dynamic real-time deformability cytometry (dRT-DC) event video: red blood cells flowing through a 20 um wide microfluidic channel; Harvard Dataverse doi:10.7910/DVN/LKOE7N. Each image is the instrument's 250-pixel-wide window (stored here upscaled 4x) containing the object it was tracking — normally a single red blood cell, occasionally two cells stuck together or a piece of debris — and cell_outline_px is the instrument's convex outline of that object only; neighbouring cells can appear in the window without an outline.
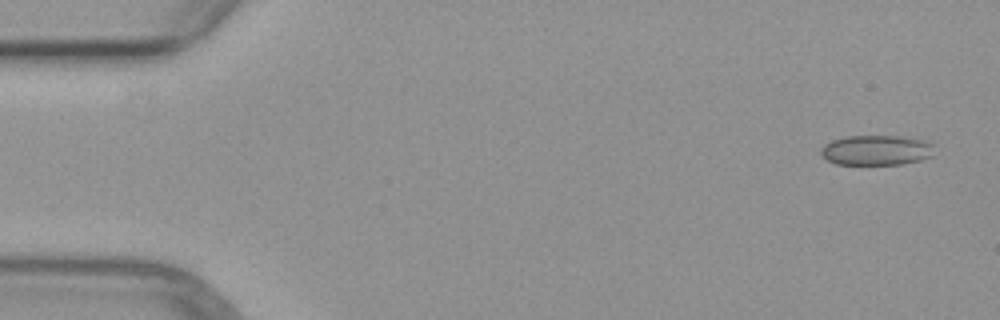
{"species": "common noctule bat (a hibernating species)", "species_latin": "Nyctalus noctula", "temperature_condition": "warm", "stored_images_in_passage": 3, "camera_frame_rate_fps": 3000, "um_per_image_px": 0.085, "animal": {"sex": "female", "body_mass_g": 29.2, "forearm_length_mm": 56.3}, "frame": {"image": 1, "passage_image": 1, "time_ms": 0.0, "image_size_px": [1000, 320], "cell_outline_px": [[932, 156], [920, 160], [904, 164], [836, 164], [828, 160], [820, 152], [820, 148], [824, 144], [832, 140], [844, 136], [900, 136], [928, 140], [932, 144]], "centroid_in_image_um": [74.49, 12.75], "position_along_channel_um": 10.5, "area_um2": 19.94}}